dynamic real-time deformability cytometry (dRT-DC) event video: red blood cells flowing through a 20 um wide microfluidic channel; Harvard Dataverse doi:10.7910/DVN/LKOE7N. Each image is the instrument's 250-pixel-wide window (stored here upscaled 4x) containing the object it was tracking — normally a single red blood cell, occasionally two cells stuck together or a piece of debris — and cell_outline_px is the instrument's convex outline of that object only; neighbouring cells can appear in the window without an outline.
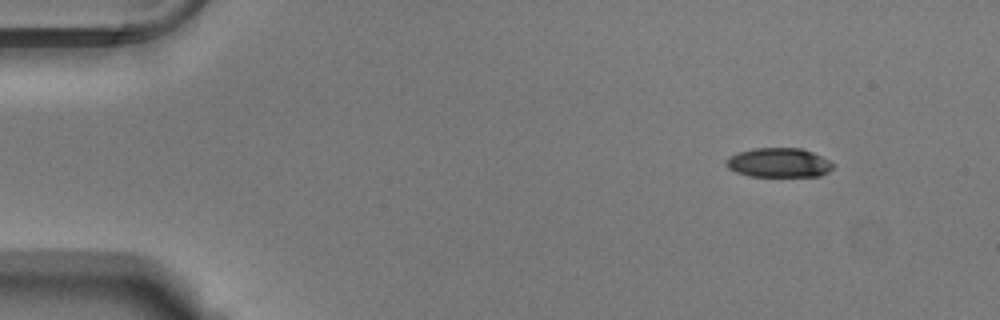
{"species": "Egyptian fruit bat (a non-hibernating species)", "species_latin": "Rousettus aegyptiacus", "temperature_condition": "warm", "stored_images_in_passage": 49, "camera_frame_rate_fps": 3000, "um_per_image_px": 0.085, "animal": {"sex": "male"}, "frame": {"image": 1, "passage_image": 1, "time_ms": 0.0, "image_size_px": [1000, 320], "cell_outline_px": [[832, 168], [828, 172], [820, 176], [748, 176], [736, 172], [728, 168], [724, 164], [728, 156], [736, 152], [752, 148], [800, 148], [812, 152], [828, 160], [832, 164]], "centroid_in_image_um": [66.13, 13.82], "position_along_channel_um": 18.9, "area_um2": 18.32}}
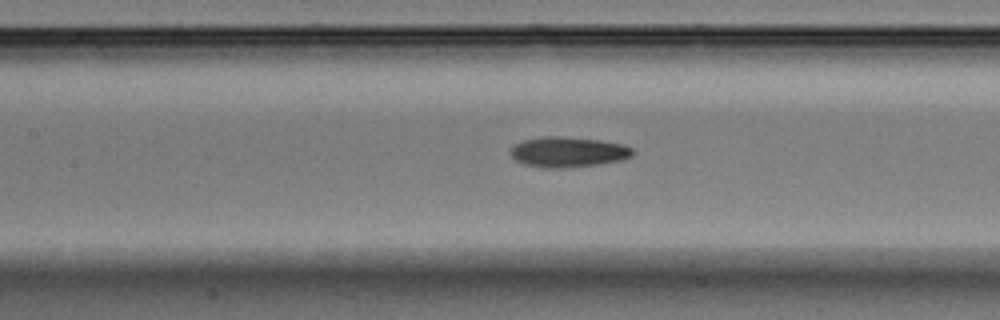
{"frame": {"image": 2, "passage_image": 20, "time_ms": 6.333, "image_size_px": [1000, 320], "cell_outline_px": [[632, 156], [624, 160], [596, 164], [564, 168], [544, 168], [524, 164], [516, 160], [508, 152], [516, 144], [524, 140], [544, 136], [556, 136], [600, 140], [620, 144], [632, 148]], "centroid_in_image_um": [48.26, 12.92], "position_along_channel_um": 159.1, "area_um2": 21.39}}
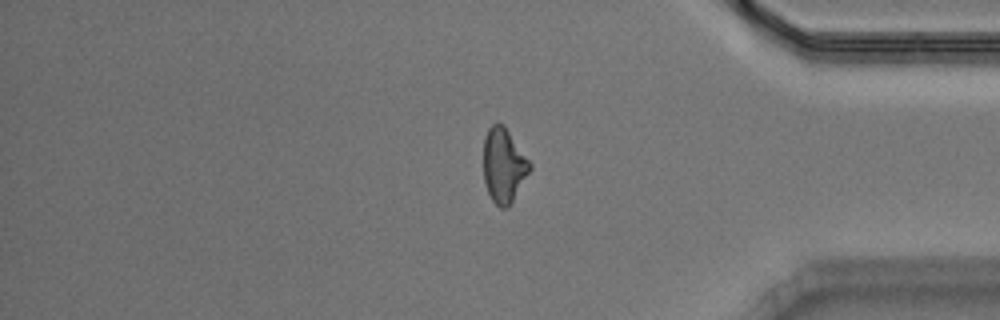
{"frame": {"image": 3, "passage_image": 40, "time_ms": 13.0, "image_size_px": [1000, 320], "cell_outline_px": [[532, 168], [508, 208], [500, 208], [492, 200], [488, 192], [484, 180], [484, 136], [488, 128], [496, 120], [504, 124], [532, 164]], "centroid_in_image_um": [42.82, 14.02], "position_along_channel_um": 392.4, "area_um2": 20.29}, "authors_computed_cell_mechanics": {"area_um2": 20.1722, "velocity_mm_per_s": 3.8002, "shape_relaxation_time_tau1_ms": 4.6276, "shape_relaxation_time_tau2_ms": 3.3021, "deformation_change_tau1": 0.1614, "deformation_change_tau2": 0.1216}}